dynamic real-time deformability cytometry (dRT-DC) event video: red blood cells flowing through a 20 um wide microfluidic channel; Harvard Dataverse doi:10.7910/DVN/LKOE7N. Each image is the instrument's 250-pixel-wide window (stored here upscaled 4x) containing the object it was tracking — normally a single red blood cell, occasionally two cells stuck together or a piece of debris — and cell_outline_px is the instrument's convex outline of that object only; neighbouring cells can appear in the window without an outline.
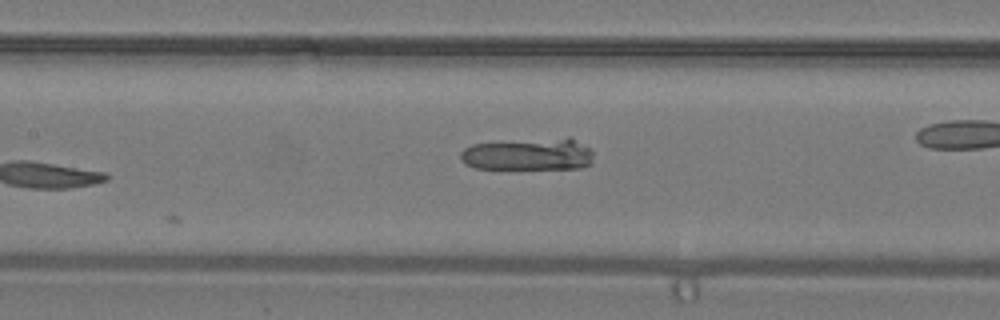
{"species": "common noctule bat (a hibernating species)", "species_latin": "Nyctalus noctula", "temperature_condition": "warm", "stored_images_in_passage": 17, "camera_frame_rate_fps": 3000, "um_per_image_px": 0.085, "animal": {"sex": "male", "body_mass_g": 19.2, "forearm_length_mm": 51.8}, "frame": {"image": 1, "passage_image": 17, "time_ms": 5.333, "image_size_px": [1000, 320], "cell_outline_px": [[592, 164], [580, 168], [476, 168], [464, 164], [460, 160], [460, 152], [464, 148], [472, 144], [568, 136], [572, 136], [588, 148], [592, 152]], "centroid_in_image_um": [44.93, 13.09], "position_along_channel_um": 162.5, "area_um2": 25.14}}